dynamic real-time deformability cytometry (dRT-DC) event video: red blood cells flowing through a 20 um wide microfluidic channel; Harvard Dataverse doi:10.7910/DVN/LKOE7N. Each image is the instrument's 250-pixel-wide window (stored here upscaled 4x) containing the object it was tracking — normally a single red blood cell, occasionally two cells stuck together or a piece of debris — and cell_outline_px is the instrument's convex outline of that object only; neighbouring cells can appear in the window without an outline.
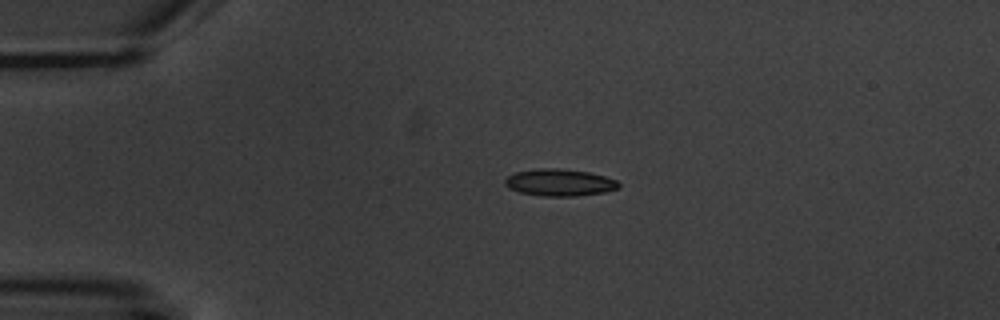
{"species": "common noctule bat (a hibernating species)", "species_latin": "Nyctalus noctula", "temperature_condition": "warm", "stored_images_in_passage": 2, "camera_frame_rate_fps": 3000, "um_per_image_px": 0.085, "animal": {"sex": "male", "body_mass_g": 20.1, "forearm_length_mm": 53.5}, "frame": {"image": 1, "passage_image": 1, "time_ms": 0.0, "image_size_px": [1000, 320], "cell_outline_px": [[620, 188], [604, 192], [576, 196], [540, 196], [520, 192], [508, 188], [504, 184], [504, 180], [508, 176], [516, 172], [540, 168], [560, 168], [588, 172], [604, 176], [616, 180], [620, 184]], "centroid_in_image_um": [47.55, 15.51], "position_along_channel_um": 37.4, "area_um2": 17.92}}